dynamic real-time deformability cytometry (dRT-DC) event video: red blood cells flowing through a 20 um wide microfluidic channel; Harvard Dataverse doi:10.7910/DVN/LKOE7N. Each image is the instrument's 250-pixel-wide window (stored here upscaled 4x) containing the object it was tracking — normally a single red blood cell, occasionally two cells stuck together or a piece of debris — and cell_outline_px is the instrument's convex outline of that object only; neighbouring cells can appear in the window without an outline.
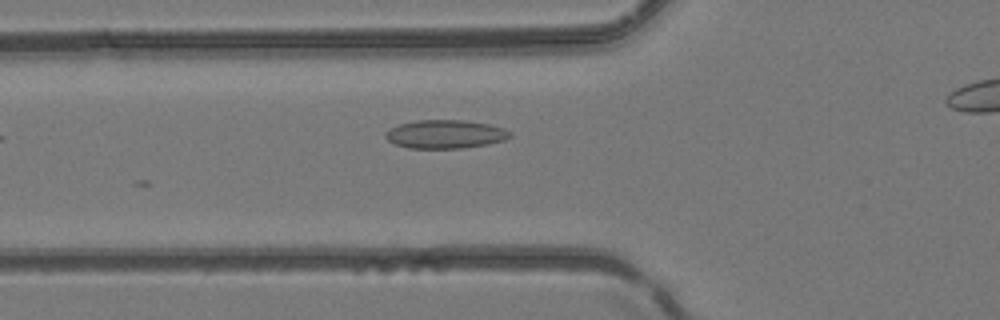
{"species": "common noctule bat (a hibernating species)", "species_latin": "Nyctalus noctula", "temperature_condition": "room temperature", "stored_images_in_passage": 5, "segment_of_instrument_passage": [1, 2], "camera_frame_rate_fps": 3000, "um_per_image_px": 0.085, "animal": {"sex": "female", "body_mass_g": 24.6, "forearm_length_mm": 56.2}, "frame": {"image": 1, "passage_image": 4, "time_ms": 3.667, "image_size_px": [1000, 320], "cell_outline_px": [[512, 136], [504, 140], [488, 144], [464, 148], [408, 148], [396, 144], [388, 140], [384, 136], [384, 132], [400, 124], [416, 120], [464, 120], [488, 124], [504, 128], [512, 132]], "centroid_in_image_um": [37.87, 11.4], "position_along_channel_um": 87.9, "area_um2": 20.69}}